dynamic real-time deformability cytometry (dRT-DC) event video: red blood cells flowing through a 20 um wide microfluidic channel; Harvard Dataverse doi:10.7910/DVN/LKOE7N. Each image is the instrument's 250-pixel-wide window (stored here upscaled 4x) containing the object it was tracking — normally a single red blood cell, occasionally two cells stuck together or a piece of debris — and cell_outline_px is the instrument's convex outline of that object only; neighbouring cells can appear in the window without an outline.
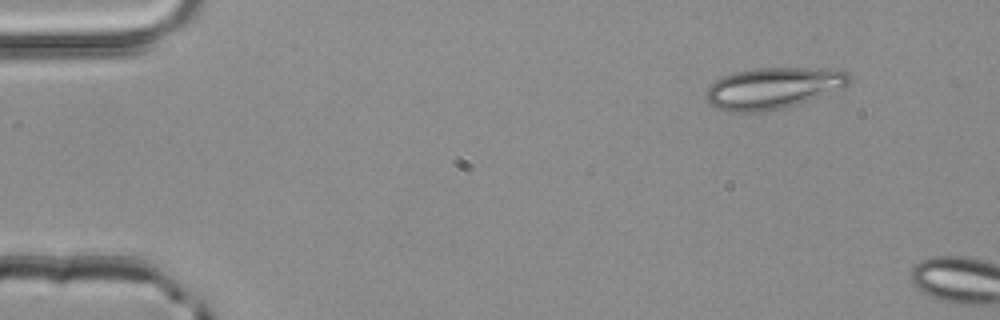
{"species": "common noctule bat (a hibernating species)", "species_latin": "Nyctalus noctula", "temperature_condition": "room temperature", "stored_images_in_passage": 2, "camera_frame_rate_fps": 3000, "um_per_image_px": 0.085, "animal": {"sex": "male", "body_mass_g": 20.4}, "frame": {"image": 1, "passage_image": 1, "time_ms": 0.0, "image_size_px": [1000, 320], "cell_outline_px": [[852, 80], [844, 88], [784, 108], [764, 112], [732, 112], [708, 104], [704, 96], [704, 92], [716, 80], [724, 76], [736, 72], [756, 68], [820, 68], [848, 72], [852, 76]], "centroid_in_image_um": [65.72, 7.49], "position_along_channel_um": 19.3, "area_um2": 34.51}}